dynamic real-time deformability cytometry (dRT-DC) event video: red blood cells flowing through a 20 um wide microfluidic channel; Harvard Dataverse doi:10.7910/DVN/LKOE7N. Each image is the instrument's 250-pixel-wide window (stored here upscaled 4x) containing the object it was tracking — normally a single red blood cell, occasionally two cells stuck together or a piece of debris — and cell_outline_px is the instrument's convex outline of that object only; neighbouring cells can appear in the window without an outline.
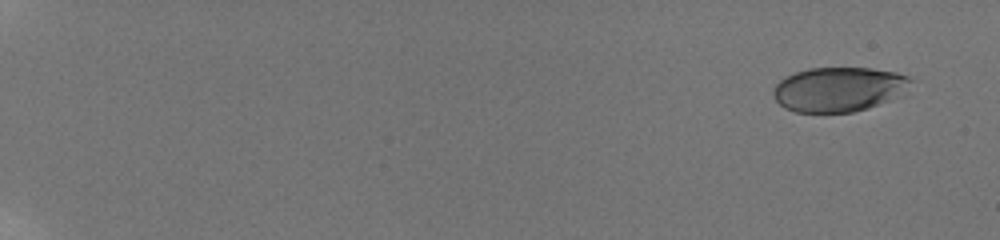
{"species": "human", "species_latin": "Homo sapiens", "temperature_condition": "room temperature", "stored_images_in_passage": 11, "camera_frame_rate_fps": 3000, "um_per_image_px": 0.085, "donor": {"sex": "male"}, "frame": {"image": 1, "passage_image": 1, "time_ms": 0.0, "image_size_px": [1000, 240], "cell_outline_px": [[912, 80], [884, 100], [868, 108], [852, 112], [796, 112], [784, 108], [772, 96], [772, 92], [776, 84], [784, 76], [808, 68], [872, 68], [896, 72], [908, 76]], "centroid_in_image_um": [71.13, 7.57], "position_along_channel_um": 13.9, "area_um2": 34.74}}
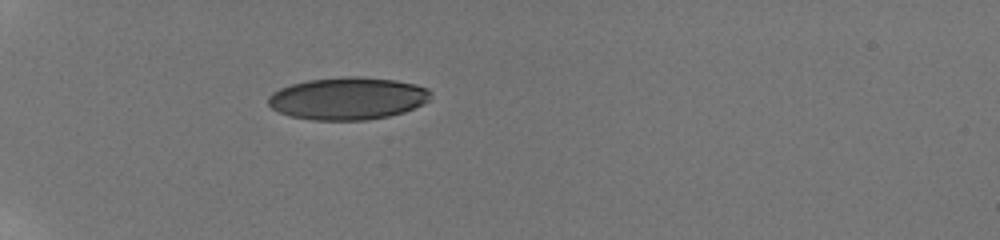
{"frame": {"image": 2, "passage_image": 8, "time_ms": 6.0, "image_size_px": [1000, 240], "cell_outline_px": [[432, 92], [428, 100], [404, 112], [388, 116], [364, 120], [312, 120], [292, 116], [280, 112], [272, 108], [268, 104], [268, 96], [272, 92], [280, 88], [292, 84], [308, 80], [348, 76], [360, 76], [396, 80], [416, 84], [428, 88]], "centroid_in_image_um": [29.55, 8.36], "position_along_channel_um": 55.4, "area_um2": 40.06}}